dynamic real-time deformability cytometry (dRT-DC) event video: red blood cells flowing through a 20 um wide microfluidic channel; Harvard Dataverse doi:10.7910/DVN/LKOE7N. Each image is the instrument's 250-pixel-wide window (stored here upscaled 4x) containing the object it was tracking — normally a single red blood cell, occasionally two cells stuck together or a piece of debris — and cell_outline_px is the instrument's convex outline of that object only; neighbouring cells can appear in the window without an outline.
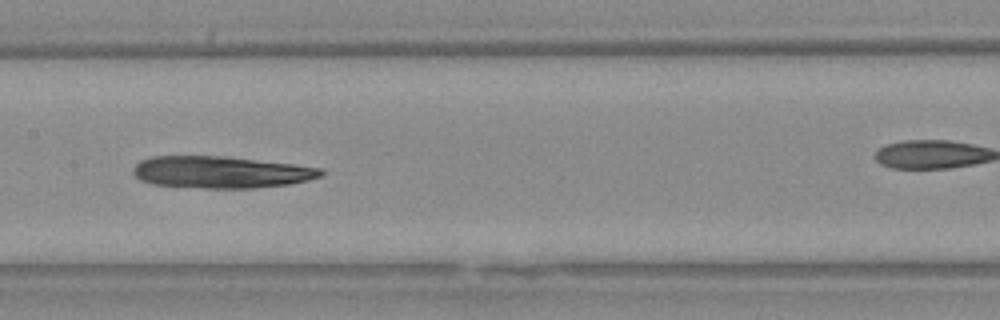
{"species": "Egyptian fruit bat (a non-hibernating species)", "species_latin": "Rousettus aegyptiacus", "temperature_condition": "warm", "stored_images_in_passage": 39, "camera_frame_rate_fps": 3000, "um_per_image_px": 0.085, "animal": {"sex": "female"}, "frame": {"image": 1, "passage_image": 12, "time_ms": 3.667, "image_size_px": [1000, 320], "cell_outline_px": [[324, 172], [320, 176], [308, 180], [288, 184], [252, 188], [204, 188], [152, 184], [140, 180], [132, 172], [132, 168], [140, 160], [152, 156], [224, 156], [292, 164], [324, 168]], "centroid_in_image_um": [18.75, 14.63], "position_along_channel_um": 188.7, "area_um2": 34.85}}
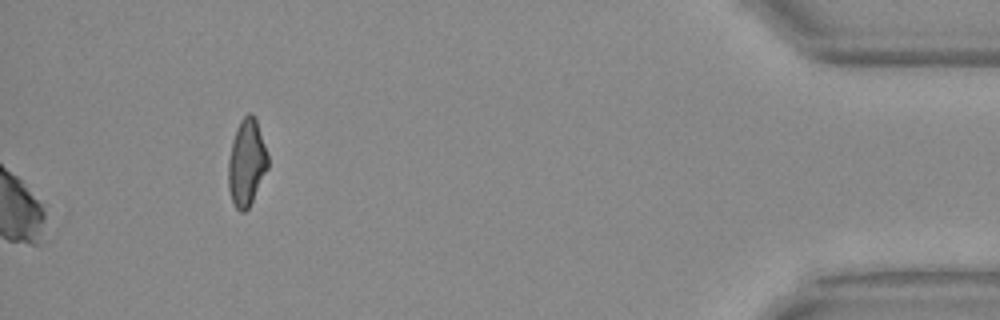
{"frame": {"image": 2, "passage_image": 39, "time_ms": 12.667, "image_size_px": [1000, 320], "cell_outline_px": [[268, 168], [248, 208], [244, 212], [240, 212], [236, 208], [232, 200], [228, 188], [228, 160], [232, 140], [236, 128], [240, 120], [248, 112], [252, 112], [256, 120], [268, 156]], "centroid_in_image_um": [20.94, 13.81], "position_along_channel_um": 414.3, "area_um2": 19.88}}